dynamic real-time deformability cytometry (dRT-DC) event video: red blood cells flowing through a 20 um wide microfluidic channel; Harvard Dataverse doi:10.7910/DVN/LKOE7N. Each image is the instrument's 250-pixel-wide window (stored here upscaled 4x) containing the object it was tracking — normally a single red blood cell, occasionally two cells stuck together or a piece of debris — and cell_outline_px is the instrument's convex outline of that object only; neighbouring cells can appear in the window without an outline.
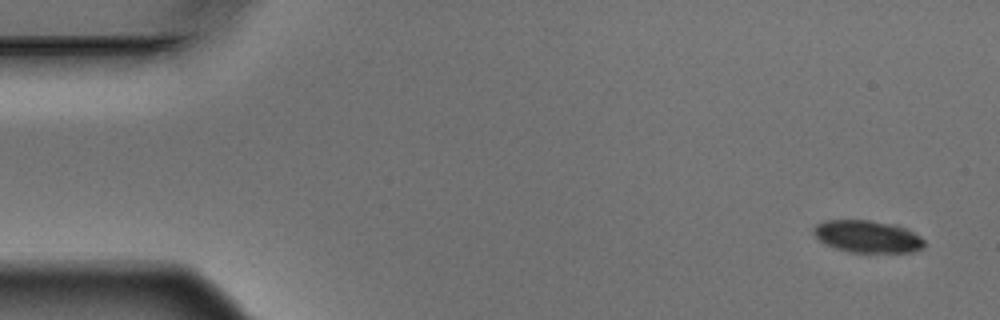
{"species": "Egyptian fruit bat (a non-hibernating species)", "species_latin": "Rousettus aegyptiacus", "temperature_condition": "warm", "stored_images_in_passage": 4, "camera_frame_rate_fps": 3000, "um_per_image_px": 0.085, "animal": {"sex": "male"}, "frame": {"image": 1, "passage_image": 1, "time_ms": 0.0, "image_size_px": [1000, 320], "cell_outline_px": [[928, 244], [924, 248], [912, 252], [848, 252], [824, 244], [812, 232], [812, 228], [816, 224], [824, 220], [868, 220], [888, 224], [900, 228], [920, 236]], "centroid_in_image_um": [73.69, 20.12], "position_along_channel_um": 11.3, "area_um2": 20.58}}
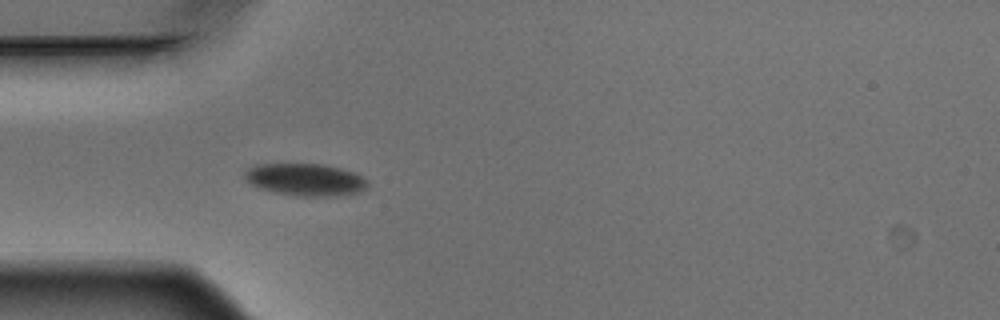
{"frame": {"image": 2, "passage_image": 4, "time_ms": 1.0, "image_size_px": [1000, 320], "cell_outline_px": [[368, 184], [360, 192], [336, 196], [296, 196], [272, 192], [260, 188], [244, 180], [244, 172], [248, 168], [256, 164], [324, 164], [340, 168], [352, 172], [368, 180]], "centroid_in_image_um": [25.92, 15.27], "position_along_channel_um": 59.1, "area_um2": 23.18}}